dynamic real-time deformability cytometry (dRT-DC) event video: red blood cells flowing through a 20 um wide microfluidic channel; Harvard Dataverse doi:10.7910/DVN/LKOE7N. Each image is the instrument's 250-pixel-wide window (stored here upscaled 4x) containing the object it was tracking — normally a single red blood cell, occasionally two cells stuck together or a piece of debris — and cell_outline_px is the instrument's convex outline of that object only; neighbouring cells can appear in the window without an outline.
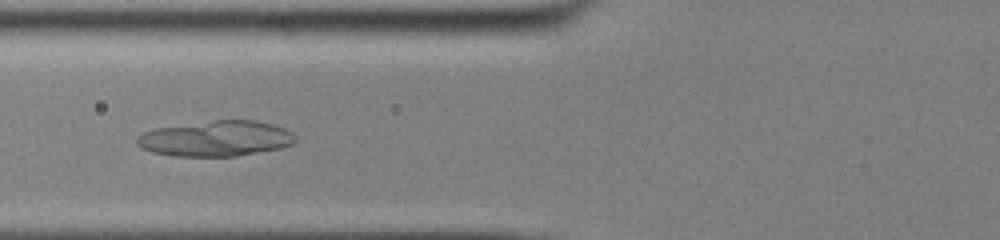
{"species": "common noctule bat (a hibernating species)", "species_latin": "Nyctalus noctula", "temperature_condition": "cold", "stored_images_in_passage": 26, "camera_frame_rate_fps": 3000, "um_per_image_px": 0.085, "animal": {"sex": "male", "body_mass_g": 13.0, "forearm_length_mm": 53.1}, "frame": {"image": 1, "passage_image": 8, "time_ms": 2.333, "image_size_px": [1000, 240], "cell_outline_px": [[296, 140], [292, 144], [280, 148], [236, 156], [172, 156], [152, 152], [140, 148], [136, 144], [136, 136], [144, 132], [156, 128], [212, 120], [256, 120], [272, 124], [284, 128], [292, 132], [296, 136]], "centroid_in_image_um": [18.33, 11.77], "position_along_channel_um": 107.5, "area_um2": 32.95}}